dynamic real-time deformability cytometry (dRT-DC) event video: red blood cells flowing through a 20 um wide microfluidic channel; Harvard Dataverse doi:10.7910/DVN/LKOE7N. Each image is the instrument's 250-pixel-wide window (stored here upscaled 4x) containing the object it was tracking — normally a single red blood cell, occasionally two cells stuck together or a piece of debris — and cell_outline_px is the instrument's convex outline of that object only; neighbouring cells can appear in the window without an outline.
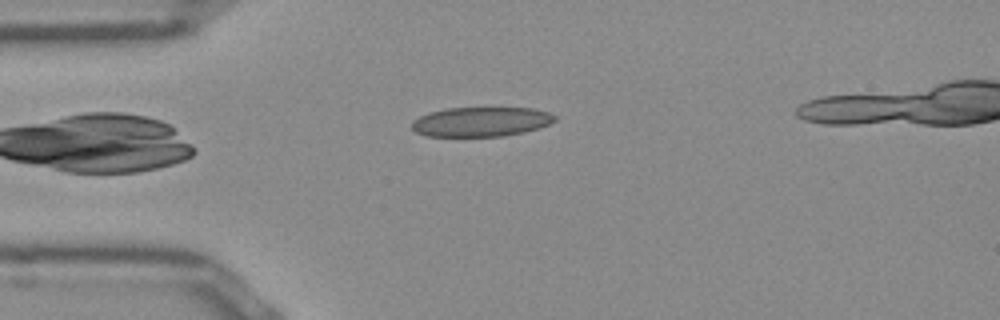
{"species": "Egyptian fruit bat (a non-hibernating species)", "species_latin": "Rousettus aegyptiacus", "temperature_condition": "room temperature", "stored_images_in_passage": 34, "camera_frame_rate_fps": 3000, "um_per_image_px": 0.085, "frame": {"image": 1, "passage_image": 1, "time_ms": 0.0, "image_size_px": [1000, 320], "cell_outline_px": [[556, 120], [548, 124], [536, 128], [504, 136], [428, 136], [416, 132], [412, 128], [412, 120], [428, 112], [448, 108], [532, 108], [548, 112], [556, 116]], "centroid_in_image_um": [40.85, 10.34], "position_along_channel_um": 44.2, "area_um2": 24.39}}
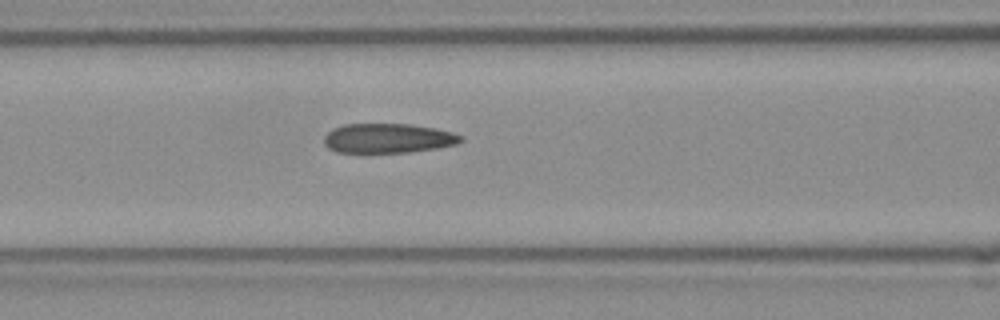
{"frame": {"image": 2, "passage_image": 9, "time_ms": 2.667, "image_size_px": [1000, 320], "cell_outline_px": [[464, 140], [456, 144], [436, 148], [408, 152], [336, 152], [328, 148], [324, 144], [324, 136], [332, 128], [344, 124], [412, 124], [436, 128], [452, 132], [464, 136]], "centroid_in_image_um": [32.98, 11.74], "position_along_channel_um": 133.6, "area_um2": 23.64}}
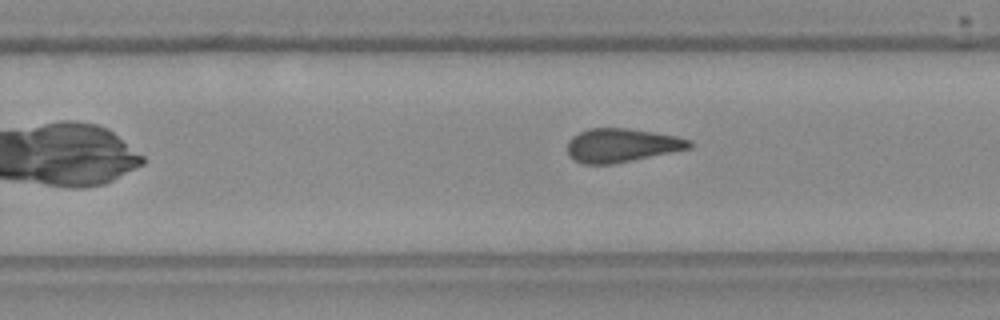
{"frame": {"image": 3, "passage_image": 20, "time_ms": 6.333, "image_size_px": [1000, 320], "cell_outline_px": [[692, 148], [612, 164], [584, 164], [568, 156], [568, 140], [572, 136], [588, 128], [628, 128], [676, 136], [688, 140], [692, 144]], "centroid_in_image_um": [52.81, 12.35], "position_along_channel_um": 277.0, "area_um2": 23.76}, "authors_computed_cell_mechanics": {"area_um2": 24.1026, "velocity_mm_per_s": 3.9138, "shape_relaxation_time_tau1_ms": null, "shape_relaxation_time_tau2_ms": 1.6114, "deformation_change_tau1": null, "deformation_change_tau2": 0.0857}}